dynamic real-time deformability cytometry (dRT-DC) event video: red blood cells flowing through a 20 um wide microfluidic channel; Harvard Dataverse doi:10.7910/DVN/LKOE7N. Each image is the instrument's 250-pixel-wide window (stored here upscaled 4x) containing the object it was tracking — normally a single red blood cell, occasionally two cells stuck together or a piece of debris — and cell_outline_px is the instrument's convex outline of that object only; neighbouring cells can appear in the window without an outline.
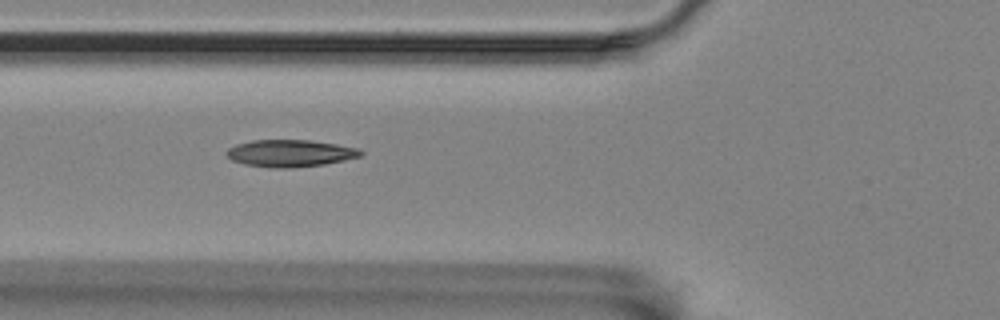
{"species": "Egyptian fruit bat (a non-hibernating species)", "species_latin": "Rousettus aegyptiacus", "temperature_condition": "room temperature", "stored_images_in_passage": 3, "camera_frame_rate_fps": 3000, "um_per_image_px": 0.085, "animal": {"sex": "female"}, "frame": {"image": 1, "passage_image": 2, "time_ms": 2.0, "image_size_px": [1000, 320], "cell_outline_px": [[364, 152], [360, 156], [344, 160], [324, 164], [288, 168], [272, 168], [244, 164], [232, 160], [224, 152], [228, 148], [236, 144], [252, 140], [312, 140], [360, 148]], "centroid_in_image_um": [24.65, 13.02], "position_along_channel_um": 101.1, "area_um2": 21.21}}
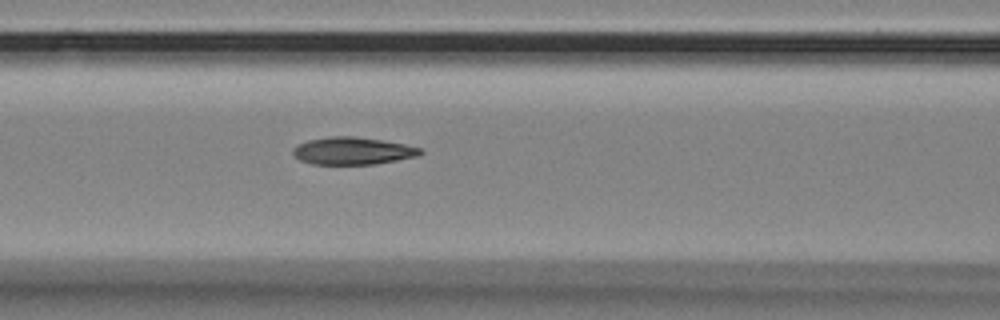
{"frame": {"image": 2, "passage_image": 3, "time_ms": 3.0, "image_size_px": [1000, 320], "cell_outline_px": [[424, 152], [416, 156], [396, 160], [372, 164], [312, 164], [300, 160], [292, 152], [292, 148], [296, 144], [308, 140], [328, 136], [356, 136], [404, 144], [420, 148]], "centroid_in_image_um": [29.92, 12.81], "position_along_channel_um": 136.7, "area_um2": 20.23}}